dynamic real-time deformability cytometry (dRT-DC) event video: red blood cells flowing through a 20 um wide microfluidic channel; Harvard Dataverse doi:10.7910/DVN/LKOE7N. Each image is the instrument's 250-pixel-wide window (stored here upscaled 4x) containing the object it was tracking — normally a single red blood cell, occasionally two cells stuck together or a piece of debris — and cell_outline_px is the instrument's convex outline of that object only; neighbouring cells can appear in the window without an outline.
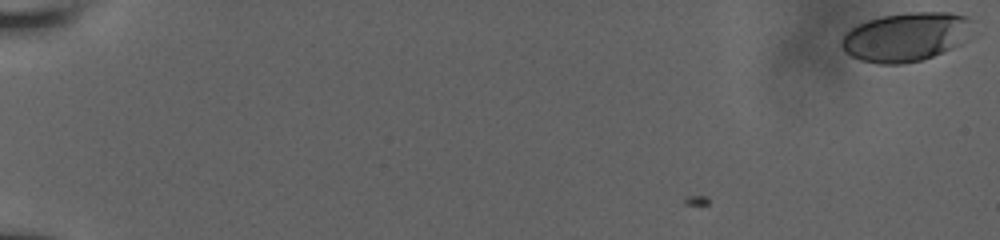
{"species": "human", "species_latin": "Homo sapiens", "temperature_condition": "room temperature", "stored_images_in_passage": 38, "camera_frame_rate_fps": 3000, "um_per_image_px": 0.085, "donor": {"sex": "male"}, "frame": {"image": 1, "passage_image": 1, "time_ms": 0.0, "image_size_px": [1000, 240], "cell_outline_px": [[968, 20], [956, 44], [952, 48], [932, 56], [920, 60], [900, 64], [880, 64], [860, 60], [844, 52], [840, 44], [840, 40], [852, 28], [868, 20], [884, 16], [908, 12], [948, 12], [968, 16]], "centroid_in_image_um": [76.84, 3.14], "position_along_channel_um": 8.2, "area_um2": 35.95}}
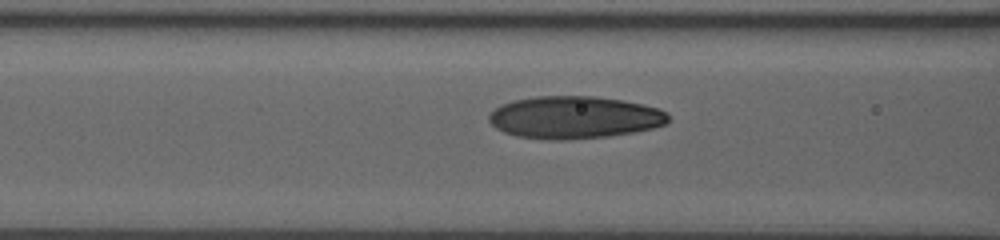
{"frame": {"image": 2, "passage_image": 29, "time_ms": 8.667, "image_size_px": [1000, 240], "cell_outline_px": [[668, 120], [664, 124], [652, 128], [632, 132], [608, 136], [564, 140], [552, 140], [516, 136], [504, 132], [496, 128], [488, 120], [488, 116], [500, 104], [512, 100], [536, 96], [596, 96], [624, 100], [644, 104], [660, 108], [668, 112]], "centroid_in_image_um": [48.82, 9.96], "position_along_channel_um": 117.8, "area_um2": 44.51}}
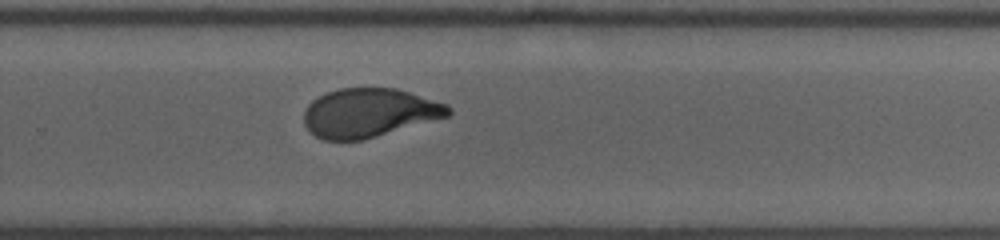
{"frame": {"image": 3, "passage_image": 38, "time_ms": 13.333, "image_size_px": [1000, 240], "cell_outline_px": [[452, 112], [448, 116], [364, 140], [324, 140], [316, 136], [304, 124], [304, 112], [308, 104], [312, 100], [328, 92], [340, 88], [396, 88], [448, 104], [452, 108]], "centroid_in_image_um": [31.39, 9.59], "position_along_channel_um": 298.4, "area_um2": 40.98}}